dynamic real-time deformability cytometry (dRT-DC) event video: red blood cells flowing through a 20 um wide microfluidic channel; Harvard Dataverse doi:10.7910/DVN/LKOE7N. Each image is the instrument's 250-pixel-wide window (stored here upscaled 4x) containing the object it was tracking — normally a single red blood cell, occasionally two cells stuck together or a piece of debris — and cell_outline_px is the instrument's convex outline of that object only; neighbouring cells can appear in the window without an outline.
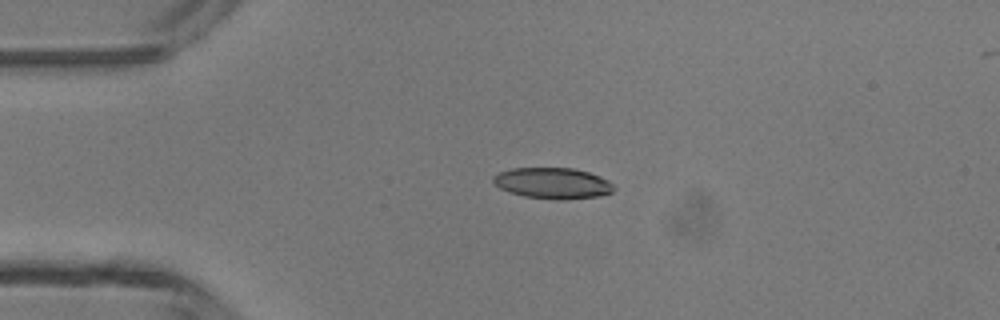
{"species": "common noctule bat (a hibernating species)", "species_latin": "Nyctalus noctula", "temperature_condition": "room temperature", "stored_images_in_passage": 4, "camera_frame_rate_fps": 3000, "um_per_image_px": 0.085, "animal": {"sex": "male", "body_mass_g": 13.3}, "frame": {"image": 1, "passage_image": 3, "time_ms": 2.333, "image_size_px": [1000, 320], "cell_outline_px": [[616, 188], [612, 192], [600, 196], [560, 200], [524, 196], [500, 188], [492, 180], [492, 176], [500, 172], [512, 168], [572, 168], [588, 172], [600, 176], [608, 180]], "centroid_in_image_um": [47.01, 15.57], "position_along_channel_um": 38.0, "area_um2": 21.68}}